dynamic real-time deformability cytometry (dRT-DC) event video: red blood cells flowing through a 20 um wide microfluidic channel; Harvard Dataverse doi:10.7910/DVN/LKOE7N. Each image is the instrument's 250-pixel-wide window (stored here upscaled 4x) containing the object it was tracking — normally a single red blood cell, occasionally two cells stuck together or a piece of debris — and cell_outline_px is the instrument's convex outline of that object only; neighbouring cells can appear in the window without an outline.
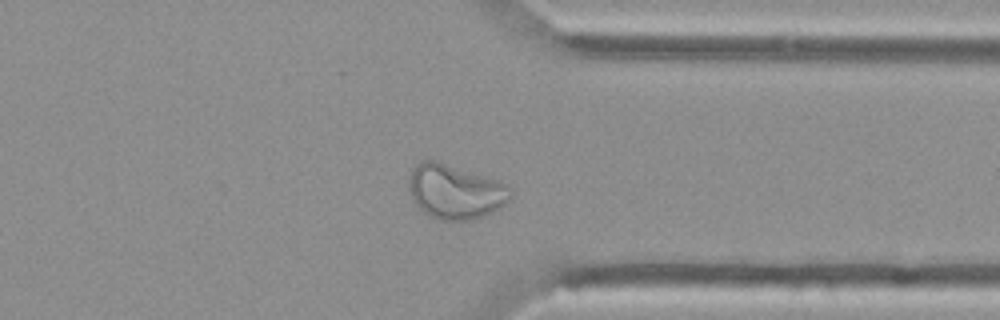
{"species": "Egyptian fruit bat (a non-hibernating species)", "species_latin": "Rousettus aegyptiacus", "temperature_condition": "cold", "stored_images_in_passage": 44, "camera_frame_rate_fps": 3000, "um_per_image_px": 0.085, "animal": {"sex": "female"}, "frame": {"image": 1, "passage_image": 32, "time_ms": 10.333, "image_size_px": [1000, 320], "cell_outline_px": [[512, 196], [500, 208], [492, 212], [468, 220], [440, 220], [424, 212], [416, 204], [412, 196], [408, 184], [408, 180], [412, 168], [420, 160], [436, 160], [500, 180], [508, 184]], "centroid_in_image_um": [38.7, 16.26], "position_along_channel_um": 372.7, "area_um2": 32.25}}
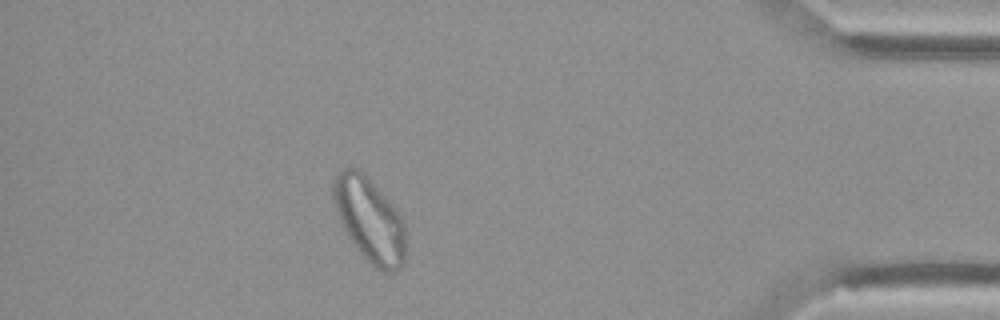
{"frame": {"image": 2, "passage_image": 38, "time_ms": 12.333, "image_size_px": [1000, 320], "cell_outline_px": [[404, 264], [400, 268], [392, 272], [384, 272], [368, 264], [356, 248], [348, 236], [340, 220], [332, 196], [332, 180], [344, 168], [360, 168], [396, 208], [404, 220]], "centroid_in_image_um": [31.41, 18.68], "position_along_channel_um": 403.8, "area_um2": 35.6}}